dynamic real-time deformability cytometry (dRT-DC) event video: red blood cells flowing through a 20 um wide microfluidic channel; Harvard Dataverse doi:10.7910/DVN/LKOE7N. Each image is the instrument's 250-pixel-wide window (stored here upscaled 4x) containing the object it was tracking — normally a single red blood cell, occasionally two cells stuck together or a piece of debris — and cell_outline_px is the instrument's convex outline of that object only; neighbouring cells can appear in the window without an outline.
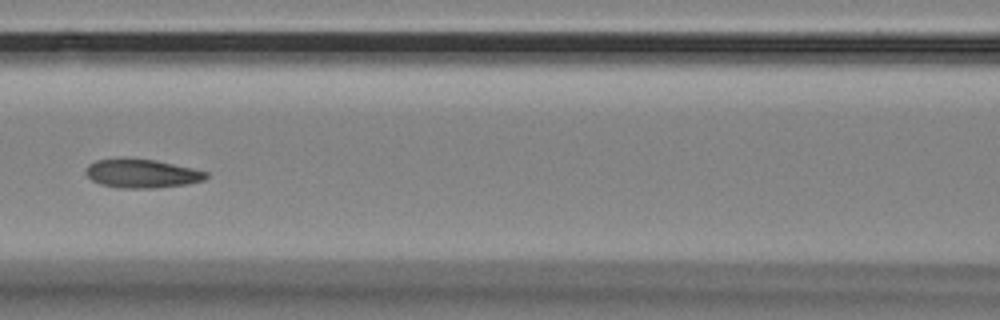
{"species": "Egyptian fruit bat (a non-hibernating species)", "species_latin": "Rousettus aegyptiacus", "temperature_condition": "room temperature", "stored_images_in_passage": 10, "camera_frame_rate_fps": 3000, "um_per_image_px": 0.085, "animal": {"sex": "female"}, "frame": {"image": 1, "passage_image": 7, "time_ms": 2.0, "image_size_px": [1000, 320], "cell_outline_px": [[208, 176], [204, 180], [188, 184], [152, 188], [120, 188], [100, 184], [92, 180], [84, 172], [84, 168], [88, 164], [96, 160], [120, 156], [124, 156], [156, 160], [192, 168], [208, 172]], "centroid_in_image_um": [12.0, 14.71], "position_along_channel_um": 154.6, "area_um2": 20.69}}
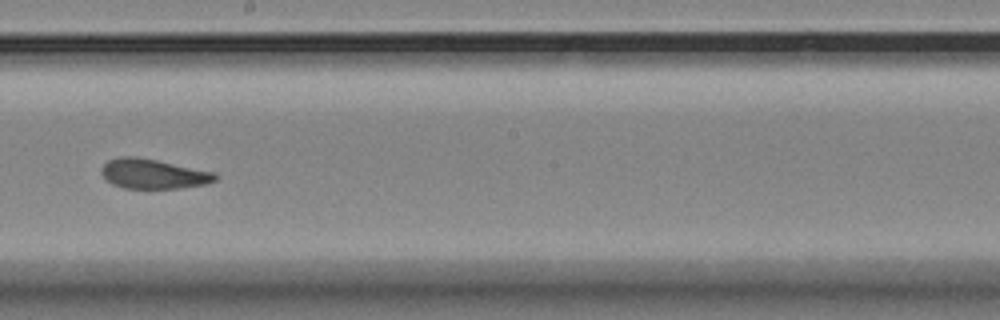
{"frame": {"image": 2, "passage_image": 9, "time_ms": 2.667, "image_size_px": [1000, 320], "cell_outline_px": [[216, 180], [204, 184], [180, 188], [124, 188], [112, 184], [104, 180], [100, 172], [100, 168], [108, 160], [120, 156], [136, 156], [156, 160], [212, 172], [216, 176]], "centroid_in_image_um": [12.92, 14.77], "position_along_channel_um": 235.3, "area_um2": 19.59}}
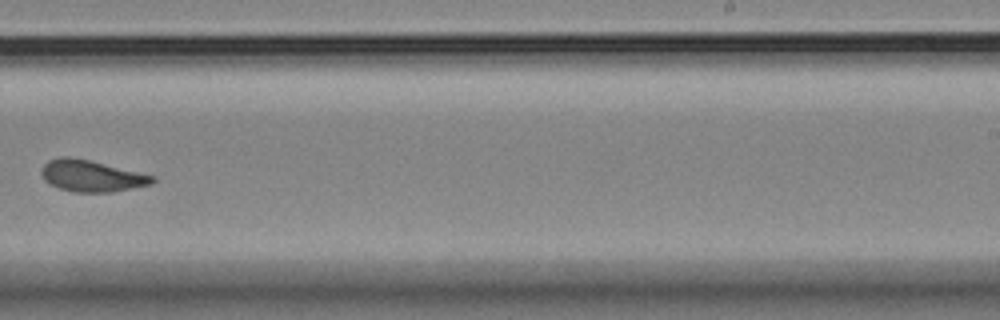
{"frame": {"image": 3, "passage_image": 10, "time_ms": 3.0, "image_size_px": [1000, 320], "cell_outline_px": [[156, 180], [152, 184], [112, 192], [72, 192], [48, 184], [44, 180], [40, 172], [44, 164], [48, 160], [64, 156], [68, 156], [92, 160], [156, 176]], "centroid_in_image_um": [7.78, 14.94], "position_along_channel_um": 281.2, "area_um2": 20.63}}